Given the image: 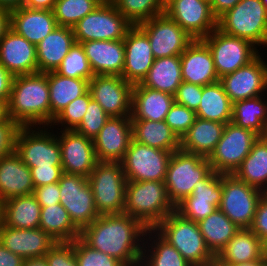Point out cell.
I'll return each instance as SVG.
<instances>
[{"mask_svg":"<svg viewBox=\"0 0 267 266\" xmlns=\"http://www.w3.org/2000/svg\"><path fill=\"white\" fill-rule=\"evenodd\" d=\"M164 13L193 39H203L217 28L211 6L204 0H175Z\"/></svg>","mask_w":267,"mask_h":266,"instance_id":"19","label":"cell"},{"mask_svg":"<svg viewBox=\"0 0 267 266\" xmlns=\"http://www.w3.org/2000/svg\"><path fill=\"white\" fill-rule=\"evenodd\" d=\"M55 71L64 77L70 78L90 80L94 76L85 55L84 48L81 43L76 42L62 60L61 65Z\"/></svg>","mask_w":267,"mask_h":266,"instance_id":"44","label":"cell"},{"mask_svg":"<svg viewBox=\"0 0 267 266\" xmlns=\"http://www.w3.org/2000/svg\"><path fill=\"white\" fill-rule=\"evenodd\" d=\"M261 2L264 4L266 10H267V0H261Z\"/></svg>","mask_w":267,"mask_h":266,"instance_id":"69","label":"cell"},{"mask_svg":"<svg viewBox=\"0 0 267 266\" xmlns=\"http://www.w3.org/2000/svg\"><path fill=\"white\" fill-rule=\"evenodd\" d=\"M211 171L208 158L181 149L174 151L165 179L168 198L174 207L190 196L195 184L202 181Z\"/></svg>","mask_w":267,"mask_h":266,"instance_id":"8","label":"cell"},{"mask_svg":"<svg viewBox=\"0 0 267 266\" xmlns=\"http://www.w3.org/2000/svg\"><path fill=\"white\" fill-rule=\"evenodd\" d=\"M225 124L196 117L180 140V149L208 158L221 139Z\"/></svg>","mask_w":267,"mask_h":266,"instance_id":"31","label":"cell"},{"mask_svg":"<svg viewBox=\"0 0 267 266\" xmlns=\"http://www.w3.org/2000/svg\"><path fill=\"white\" fill-rule=\"evenodd\" d=\"M174 102V96L169 93L135 84L131 120L163 121Z\"/></svg>","mask_w":267,"mask_h":266,"instance_id":"28","label":"cell"},{"mask_svg":"<svg viewBox=\"0 0 267 266\" xmlns=\"http://www.w3.org/2000/svg\"><path fill=\"white\" fill-rule=\"evenodd\" d=\"M197 223L207 247L215 256L240 229L219 208Z\"/></svg>","mask_w":267,"mask_h":266,"instance_id":"40","label":"cell"},{"mask_svg":"<svg viewBox=\"0 0 267 266\" xmlns=\"http://www.w3.org/2000/svg\"><path fill=\"white\" fill-rule=\"evenodd\" d=\"M221 32L267 46V10L261 0H241L217 19Z\"/></svg>","mask_w":267,"mask_h":266,"instance_id":"5","label":"cell"},{"mask_svg":"<svg viewBox=\"0 0 267 266\" xmlns=\"http://www.w3.org/2000/svg\"><path fill=\"white\" fill-rule=\"evenodd\" d=\"M154 229L192 266H206L215 257L207 247L198 223L185 219L176 211Z\"/></svg>","mask_w":267,"mask_h":266,"instance_id":"4","label":"cell"},{"mask_svg":"<svg viewBox=\"0 0 267 266\" xmlns=\"http://www.w3.org/2000/svg\"><path fill=\"white\" fill-rule=\"evenodd\" d=\"M133 25L112 2H104L72 27L75 42L121 40Z\"/></svg>","mask_w":267,"mask_h":266,"instance_id":"10","label":"cell"},{"mask_svg":"<svg viewBox=\"0 0 267 266\" xmlns=\"http://www.w3.org/2000/svg\"><path fill=\"white\" fill-rule=\"evenodd\" d=\"M131 122L134 141L172 153L180 149V139L165 120H131Z\"/></svg>","mask_w":267,"mask_h":266,"instance_id":"34","label":"cell"},{"mask_svg":"<svg viewBox=\"0 0 267 266\" xmlns=\"http://www.w3.org/2000/svg\"><path fill=\"white\" fill-rule=\"evenodd\" d=\"M57 0H25L23 6L29 9L53 10Z\"/></svg>","mask_w":267,"mask_h":266,"instance_id":"60","label":"cell"},{"mask_svg":"<svg viewBox=\"0 0 267 266\" xmlns=\"http://www.w3.org/2000/svg\"><path fill=\"white\" fill-rule=\"evenodd\" d=\"M0 63L13 76L37 73L36 46L9 29L0 41Z\"/></svg>","mask_w":267,"mask_h":266,"instance_id":"23","label":"cell"},{"mask_svg":"<svg viewBox=\"0 0 267 266\" xmlns=\"http://www.w3.org/2000/svg\"><path fill=\"white\" fill-rule=\"evenodd\" d=\"M99 215L124 213L127 178L120 162H98L89 175Z\"/></svg>","mask_w":267,"mask_h":266,"instance_id":"6","label":"cell"},{"mask_svg":"<svg viewBox=\"0 0 267 266\" xmlns=\"http://www.w3.org/2000/svg\"><path fill=\"white\" fill-rule=\"evenodd\" d=\"M259 137L256 132L228 122L221 139L208 157L211 169L219 174H234Z\"/></svg>","mask_w":267,"mask_h":266,"instance_id":"9","label":"cell"},{"mask_svg":"<svg viewBox=\"0 0 267 266\" xmlns=\"http://www.w3.org/2000/svg\"><path fill=\"white\" fill-rule=\"evenodd\" d=\"M260 55L261 53L247 65L220 78L232 103L267 93V61Z\"/></svg>","mask_w":267,"mask_h":266,"instance_id":"17","label":"cell"},{"mask_svg":"<svg viewBox=\"0 0 267 266\" xmlns=\"http://www.w3.org/2000/svg\"><path fill=\"white\" fill-rule=\"evenodd\" d=\"M250 229L262 241L267 237V193L260 198Z\"/></svg>","mask_w":267,"mask_h":266,"instance_id":"55","label":"cell"},{"mask_svg":"<svg viewBox=\"0 0 267 266\" xmlns=\"http://www.w3.org/2000/svg\"><path fill=\"white\" fill-rule=\"evenodd\" d=\"M175 0H160V3L165 10L171 3H173Z\"/></svg>","mask_w":267,"mask_h":266,"instance_id":"68","label":"cell"},{"mask_svg":"<svg viewBox=\"0 0 267 266\" xmlns=\"http://www.w3.org/2000/svg\"><path fill=\"white\" fill-rule=\"evenodd\" d=\"M33 195L41 207H47L60 203L59 184L52 183L34 188Z\"/></svg>","mask_w":267,"mask_h":266,"instance_id":"56","label":"cell"},{"mask_svg":"<svg viewBox=\"0 0 267 266\" xmlns=\"http://www.w3.org/2000/svg\"><path fill=\"white\" fill-rule=\"evenodd\" d=\"M54 132L50 126L18 128L14 151L28 168L62 167L60 143Z\"/></svg>","mask_w":267,"mask_h":266,"instance_id":"7","label":"cell"},{"mask_svg":"<svg viewBox=\"0 0 267 266\" xmlns=\"http://www.w3.org/2000/svg\"><path fill=\"white\" fill-rule=\"evenodd\" d=\"M182 81L205 86L220 81L208 45L195 39L180 55Z\"/></svg>","mask_w":267,"mask_h":266,"instance_id":"24","label":"cell"},{"mask_svg":"<svg viewBox=\"0 0 267 266\" xmlns=\"http://www.w3.org/2000/svg\"><path fill=\"white\" fill-rule=\"evenodd\" d=\"M53 10L21 6L10 13V29L35 46L57 27Z\"/></svg>","mask_w":267,"mask_h":266,"instance_id":"26","label":"cell"},{"mask_svg":"<svg viewBox=\"0 0 267 266\" xmlns=\"http://www.w3.org/2000/svg\"><path fill=\"white\" fill-rule=\"evenodd\" d=\"M201 96L202 86L183 81L174 95V100L175 103L196 111L199 107Z\"/></svg>","mask_w":267,"mask_h":266,"instance_id":"52","label":"cell"},{"mask_svg":"<svg viewBox=\"0 0 267 266\" xmlns=\"http://www.w3.org/2000/svg\"><path fill=\"white\" fill-rule=\"evenodd\" d=\"M0 243L25 260L43 257L56 241L41 228H11L0 222Z\"/></svg>","mask_w":267,"mask_h":266,"instance_id":"22","label":"cell"},{"mask_svg":"<svg viewBox=\"0 0 267 266\" xmlns=\"http://www.w3.org/2000/svg\"><path fill=\"white\" fill-rule=\"evenodd\" d=\"M146 231L140 221L126 213L105 214L84 228L80 238L124 266H140Z\"/></svg>","mask_w":267,"mask_h":266,"instance_id":"1","label":"cell"},{"mask_svg":"<svg viewBox=\"0 0 267 266\" xmlns=\"http://www.w3.org/2000/svg\"><path fill=\"white\" fill-rule=\"evenodd\" d=\"M25 0H0V7L12 11L23 6Z\"/></svg>","mask_w":267,"mask_h":266,"instance_id":"62","label":"cell"},{"mask_svg":"<svg viewBox=\"0 0 267 266\" xmlns=\"http://www.w3.org/2000/svg\"><path fill=\"white\" fill-rule=\"evenodd\" d=\"M195 118L196 113L194 110L174 102L166 115L165 122L181 140L194 123Z\"/></svg>","mask_w":267,"mask_h":266,"instance_id":"49","label":"cell"},{"mask_svg":"<svg viewBox=\"0 0 267 266\" xmlns=\"http://www.w3.org/2000/svg\"><path fill=\"white\" fill-rule=\"evenodd\" d=\"M91 99L92 97L88 90L84 95L76 98L62 109L53 119L50 127L55 128V125H59L56 128L58 130H75L81 123Z\"/></svg>","mask_w":267,"mask_h":266,"instance_id":"45","label":"cell"},{"mask_svg":"<svg viewBox=\"0 0 267 266\" xmlns=\"http://www.w3.org/2000/svg\"><path fill=\"white\" fill-rule=\"evenodd\" d=\"M94 75L122 76L125 63L124 39L82 42Z\"/></svg>","mask_w":267,"mask_h":266,"instance_id":"25","label":"cell"},{"mask_svg":"<svg viewBox=\"0 0 267 266\" xmlns=\"http://www.w3.org/2000/svg\"><path fill=\"white\" fill-rule=\"evenodd\" d=\"M124 213L154 229L175 211L163 181H127Z\"/></svg>","mask_w":267,"mask_h":266,"instance_id":"3","label":"cell"},{"mask_svg":"<svg viewBox=\"0 0 267 266\" xmlns=\"http://www.w3.org/2000/svg\"><path fill=\"white\" fill-rule=\"evenodd\" d=\"M1 223L11 228H39L41 206L33 194L17 196L0 203Z\"/></svg>","mask_w":267,"mask_h":266,"instance_id":"30","label":"cell"},{"mask_svg":"<svg viewBox=\"0 0 267 266\" xmlns=\"http://www.w3.org/2000/svg\"><path fill=\"white\" fill-rule=\"evenodd\" d=\"M222 199V174L213 170L202 180L195 184L192 194L184 200L210 201L219 208Z\"/></svg>","mask_w":267,"mask_h":266,"instance_id":"46","label":"cell"},{"mask_svg":"<svg viewBox=\"0 0 267 266\" xmlns=\"http://www.w3.org/2000/svg\"><path fill=\"white\" fill-rule=\"evenodd\" d=\"M204 1L208 2L209 4H211L213 0H204Z\"/></svg>","mask_w":267,"mask_h":266,"instance_id":"70","label":"cell"},{"mask_svg":"<svg viewBox=\"0 0 267 266\" xmlns=\"http://www.w3.org/2000/svg\"><path fill=\"white\" fill-rule=\"evenodd\" d=\"M14 76L0 63V101L8 104Z\"/></svg>","mask_w":267,"mask_h":266,"instance_id":"57","label":"cell"},{"mask_svg":"<svg viewBox=\"0 0 267 266\" xmlns=\"http://www.w3.org/2000/svg\"><path fill=\"white\" fill-rule=\"evenodd\" d=\"M34 188L59 182L62 167H34L30 168Z\"/></svg>","mask_w":267,"mask_h":266,"instance_id":"54","label":"cell"},{"mask_svg":"<svg viewBox=\"0 0 267 266\" xmlns=\"http://www.w3.org/2000/svg\"><path fill=\"white\" fill-rule=\"evenodd\" d=\"M137 26L147 35L155 59L181 55L195 40L165 13Z\"/></svg>","mask_w":267,"mask_h":266,"instance_id":"15","label":"cell"},{"mask_svg":"<svg viewBox=\"0 0 267 266\" xmlns=\"http://www.w3.org/2000/svg\"><path fill=\"white\" fill-rule=\"evenodd\" d=\"M232 104L220 81L202 86L196 117L227 124L231 122Z\"/></svg>","mask_w":267,"mask_h":266,"instance_id":"39","label":"cell"},{"mask_svg":"<svg viewBox=\"0 0 267 266\" xmlns=\"http://www.w3.org/2000/svg\"><path fill=\"white\" fill-rule=\"evenodd\" d=\"M109 118L101 105L91 99L81 123L74 131L93 140Z\"/></svg>","mask_w":267,"mask_h":266,"instance_id":"47","label":"cell"},{"mask_svg":"<svg viewBox=\"0 0 267 266\" xmlns=\"http://www.w3.org/2000/svg\"><path fill=\"white\" fill-rule=\"evenodd\" d=\"M216 209L210 201L203 200H183L175 207V211L182 217L196 223L208 217Z\"/></svg>","mask_w":267,"mask_h":266,"instance_id":"50","label":"cell"},{"mask_svg":"<svg viewBox=\"0 0 267 266\" xmlns=\"http://www.w3.org/2000/svg\"><path fill=\"white\" fill-rule=\"evenodd\" d=\"M206 266H233L221 262L218 258L214 257Z\"/></svg>","mask_w":267,"mask_h":266,"instance_id":"66","label":"cell"},{"mask_svg":"<svg viewBox=\"0 0 267 266\" xmlns=\"http://www.w3.org/2000/svg\"><path fill=\"white\" fill-rule=\"evenodd\" d=\"M23 266H48L45 256L25 259Z\"/></svg>","mask_w":267,"mask_h":266,"instance_id":"63","label":"cell"},{"mask_svg":"<svg viewBox=\"0 0 267 266\" xmlns=\"http://www.w3.org/2000/svg\"><path fill=\"white\" fill-rule=\"evenodd\" d=\"M233 175L238 180L267 193V136L259 137Z\"/></svg>","mask_w":267,"mask_h":266,"instance_id":"35","label":"cell"},{"mask_svg":"<svg viewBox=\"0 0 267 266\" xmlns=\"http://www.w3.org/2000/svg\"><path fill=\"white\" fill-rule=\"evenodd\" d=\"M111 2L133 26L165 12L160 0H112Z\"/></svg>","mask_w":267,"mask_h":266,"instance_id":"43","label":"cell"},{"mask_svg":"<svg viewBox=\"0 0 267 266\" xmlns=\"http://www.w3.org/2000/svg\"><path fill=\"white\" fill-rule=\"evenodd\" d=\"M140 266L192 265L188 263L181 256L179 251L175 249L168 241H166L155 229H147Z\"/></svg>","mask_w":267,"mask_h":266,"instance_id":"37","label":"cell"},{"mask_svg":"<svg viewBox=\"0 0 267 266\" xmlns=\"http://www.w3.org/2000/svg\"><path fill=\"white\" fill-rule=\"evenodd\" d=\"M133 84L121 76L94 75L89 80V91L110 117L131 116Z\"/></svg>","mask_w":267,"mask_h":266,"instance_id":"16","label":"cell"},{"mask_svg":"<svg viewBox=\"0 0 267 266\" xmlns=\"http://www.w3.org/2000/svg\"><path fill=\"white\" fill-rule=\"evenodd\" d=\"M132 139L131 116L110 117L93 139L97 160L121 162Z\"/></svg>","mask_w":267,"mask_h":266,"instance_id":"20","label":"cell"},{"mask_svg":"<svg viewBox=\"0 0 267 266\" xmlns=\"http://www.w3.org/2000/svg\"><path fill=\"white\" fill-rule=\"evenodd\" d=\"M241 0H213L210 4L212 14L216 19L233 8Z\"/></svg>","mask_w":267,"mask_h":266,"instance_id":"59","label":"cell"},{"mask_svg":"<svg viewBox=\"0 0 267 266\" xmlns=\"http://www.w3.org/2000/svg\"><path fill=\"white\" fill-rule=\"evenodd\" d=\"M104 2V0H57L53 8L57 25L72 28Z\"/></svg>","mask_w":267,"mask_h":266,"instance_id":"42","label":"cell"},{"mask_svg":"<svg viewBox=\"0 0 267 266\" xmlns=\"http://www.w3.org/2000/svg\"><path fill=\"white\" fill-rule=\"evenodd\" d=\"M31 170L13 151L0 158V203L17 196L33 194Z\"/></svg>","mask_w":267,"mask_h":266,"instance_id":"27","label":"cell"},{"mask_svg":"<svg viewBox=\"0 0 267 266\" xmlns=\"http://www.w3.org/2000/svg\"><path fill=\"white\" fill-rule=\"evenodd\" d=\"M7 118V105L0 101V122L5 121Z\"/></svg>","mask_w":267,"mask_h":266,"instance_id":"65","label":"cell"},{"mask_svg":"<svg viewBox=\"0 0 267 266\" xmlns=\"http://www.w3.org/2000/svg\"><path fill=\"white\" fill-rule=\"evenodd\" d=\"M182 82L181 58L178 55L156 58L140 84L174 96Z\"/></svg>","mask_w":267,"mask_h":266,"instance_id":"36","label":"cell"},{"mask_svg":"<svg viewBox=\"0 0 267 266\" xmlns=\"http://www.w3.org/2000/svg\"><path fill=\"white\" fill-rule=\"evenodd\" d=\"M267 93L232 104L231 122L256 132L260 137L267 136Z\"/></svg>","mask_w":267,"mask_h":266,"instance_id":"38","label":"cell"},{"mask_svg":"<svg viewBox=\"0 0 267 266\" xmlns=\"http://www.w3.org/2000/svg\"><path fill=\"white\" fill-rule=\"evenodd\" d=\"M202 40L210 49L219 79L247 65L260 52L249 40L227 35L217 28Z\"/></svg>","mask_w":267,"mask_h":266,"instance_id":"11","label":"cell"},{"mask_svg":"<svg viewBox=\"0 0 267 266\" xmlns=\"http://www.w3.org/2000/svg\"><path fill=\"white\" fill-rule=\"evenodd\" d=\"M19 126L9 117L0 122V158L14 151Z\"/></svg>","mask_w":267,"mask_h":266,"instance_id":"53","label":"cell"},{"mask_svg":"<svg viewBox=\"0 0 267 266\" xmlns=\"http://www.w3.org/2000/svg\"><path fill=\"white\" fill-rule=\"evenodd\" d=\"M215 257L228 265L265 260L262 240L250 228H240Z\"/></svg>","mask_w":267,"mask_h":266,"instance_id":"32","label":"cell"},{"mask_svg":"<svg viewBox=\"0 0 267 266\" xmlns=\"http://www.w3.org/2000/svg\"><path fill=\"white\" fill-rule=\"evenodd\" d=\"M263 192L233 174H222V199L219 209L239 228L252 226L256 207Z\"/></svg>","mask_w":267,"mask_h":266,"instance_id":"13","label":"cell"},{"mask_svg":"<svg viewBox=\"0 0 267 266\" xmlns=\"http://www.w3.org/2000/svg\"><path fill=\"white\" fill-rule=\"evenodd\" d=\"M48 87L51 124L62 109L89 90V80L64 77L56 71H50L48 72Z\"/></svg>","mask_w":267,"mask_h":266,"instance_id":"33","label":"cell"},{"mask_svg":"<svg viewBox=\"0 0 267 266\" xmlns=\"http://www.w3.org/2000/svg\"><path fill=\"white\" fill-rule=\"evenodd\" d=\"M60 204L66 209L74 226L81 232L100 215L94 203L88 179L63 173L59 182Z\"/></svg>","mask_w":267,"mask_h":266,"instance_id":"12","label":"cell"},{"mask_svg":"<svg viewBox=\"0 0 267 266\" xmlns=\"http://www.w3.org/2000/svg\"><path fill=\"white\" fill-rule=\"evenodd\" d=\"M125 63L122 76L126 82L139 84L146 77L155 60L147 35L132 26L124 38Z\"/></svg>","mask_w":267,"mask_h":266,"instance_id":"21","label":"cell"},{"mask_svg":"<svg viewBox=\"0 0 267 266\" xmlns=\"http://www.w3.org/2000/svg\"><path fill=\"white\" fill-rule=\"evenodd\" d=\"M44 256L48 266H78L75 258L74 241L56 242Z\"/></svg>","mask_w":267,"mask_h":266,"instance_id":"51","label":"cell"},{"mask_svg":"<svg viewBox=\"0 0 267 266\" xmlns=\"http://www.w3.org/2000/svg\"><path fill=\"white\" fill-rule=\"evenodd\" d=\"M74 251L78 266H124L116 258L91 248L80 237L74 240Z\"/></svg>","mask_w":267,"mask_h":266,"instance_id":"48","label":"cell"},{"mask_svg":"<svg viewBox=\"0 0 267 266\" xmlns=\"http://www.w3.org/2000/svg\"><path fill=\"white\" fill-rule=\"evenodd\" d=\"M39 228L43 229L56 242H72L80 237L66 209L59 203L41 207Z\"/></svg>","mask_w":267,"mask_h":266,"instance_id":"41","label":"cell"},{"mask_svg":"<svg viewBox=\"0 0 267 266\" xmlns=\"http://www.w3.org/2000/svg\"><path fill=\"white\" fill-rule=\"evenodd\" d=\"M172 152L149 147L133 139L120 162L127 181H163Z\"/></svg>","mask_w":267,"mask_h":266,"instance_id":"14","label":"cell"},{"mask_svg":"<svg viewBox=\"0 0 267 266\" xmlns=\"http://www.w3.org/2000/svg\"><path fill=\"white\" fill-rule=\"evenodd\" d=\"M60 143L63 173L89 177L99 162L93 140L74 130L55 131Z\"/></svg>","mask_w":267,"mask_h":266,"instance_id":"18","label":"cell"},{"mask_svg":"<svg viewBox=\"0 0 267 266\" xmlns=\"http://www.w3.org/2000/svg\"><path fill=\"white\" fill-rule=\"evenodd\" d=\"M24 259L0 243V266H23Z\"/></svg>","mask_w":267,"mask_h":266,"instance_id":"58","label":"cell"},{"mask_svg":"<svg viewBox=\"0 0 267 266\" xmlns=\"http://www.w3.org/2000/svg\"><path fill=\"white\" fill-rule=\"evenodd\" d=\"M10 13L8 9L0 7V41L10 29Z\"/></svg>","mask_w":267,"mask_h":266,"instance_id":"61","label":"cell"},{"mask_svg":"<svg viewBox=\"0 0 267 266\" xmlns=\"http://www.w3.org/2000/svg\"><path fill=\"white\" fill-rule=\"evenodd\" d=\"M74 43L73 29L57 26L36 45L38 72L55 71Z\"/></svg>","mask_w":267,"mask_h":266,"instance_id":"29","label":"cell"},{"mask_svg":"<svg viewBox=\"0 0 267 266\" xmlns=\"http://www.w3.org/2000/svg\"><path fill=\"white\" fill-rule=\"evenodd\" d=\"M262 248H263V258L267 262V237L262 241Z\"/></svg>","mask_w":267,"mask_h":266,"instance_id":"67","label":"cell"},{"mask_svg":"<svg viewBox=\"0 0 267 266\" xmlns=\"http://www.w3.org/2000/svg\"><path fill=\"white\" fill-rule=\"evenodd\" d=\"M7 115L19 127L50 126L48 72L14 76Z\"/></svg>","mask_w":267,"mask_h":266,"instance_id":"2","label":"cell"},{"mask_svg":"<svg viewBox=\"0 0 267 266\" xmlns=\"http://www.w3.org/2000/svg\"><path fill=\"white\" fill-rule=\"evenodd\" d=\"M266 264H267L266 260H255V261L240 263L233 266H265Z\"/></svg>","mask_w":267,"mask_h":266,"instance_id":"64","label":"cell"}]
</instances>
